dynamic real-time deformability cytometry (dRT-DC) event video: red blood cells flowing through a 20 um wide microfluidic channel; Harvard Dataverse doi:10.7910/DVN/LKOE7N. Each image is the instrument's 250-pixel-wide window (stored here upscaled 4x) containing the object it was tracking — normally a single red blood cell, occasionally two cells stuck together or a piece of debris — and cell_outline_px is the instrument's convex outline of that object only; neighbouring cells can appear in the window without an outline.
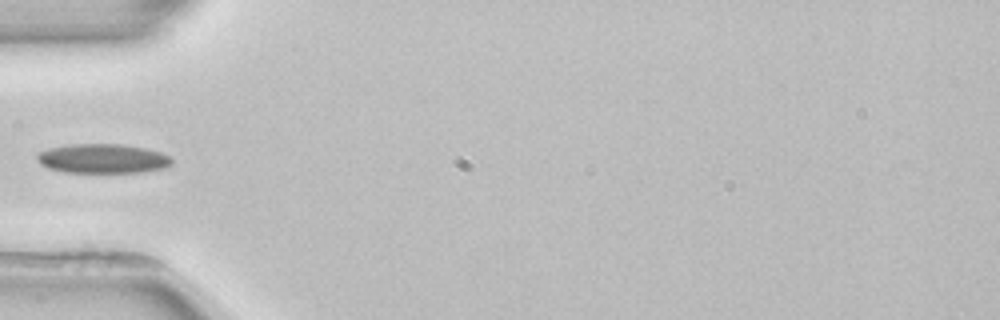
{"species": "common noctule bat (a hibernating species)", "species_latin": "Nyctalus noctula", "temperature_condition": "room temperature", "stored_images_in_passage": 5, "camera_frame_rate_fps": 3000, "um_per_image_px": 0.085, "animal": {"sex": "female", "body_mass_g": 22.7, "forearm_length_mm": 54.2}, "frame": {"image": 1, "passage_image": 5, "time_ms": 5.667, "image_size_px": [1000, 320], "cell_outline_px": [[172, 164], [164, 168], [144, 172], [64, 172], [48, 168], [40, 164], [36, 160], [36, 156], [40, 152], [52, 148], [72, 144], [120, 144], [144, 148], [160, 152], [168, 156], [172, 160]], "centroid_in_image_um": [8.73, 13.49], "position_along_channel_um": 76.3, "area_um2": 22.89}}